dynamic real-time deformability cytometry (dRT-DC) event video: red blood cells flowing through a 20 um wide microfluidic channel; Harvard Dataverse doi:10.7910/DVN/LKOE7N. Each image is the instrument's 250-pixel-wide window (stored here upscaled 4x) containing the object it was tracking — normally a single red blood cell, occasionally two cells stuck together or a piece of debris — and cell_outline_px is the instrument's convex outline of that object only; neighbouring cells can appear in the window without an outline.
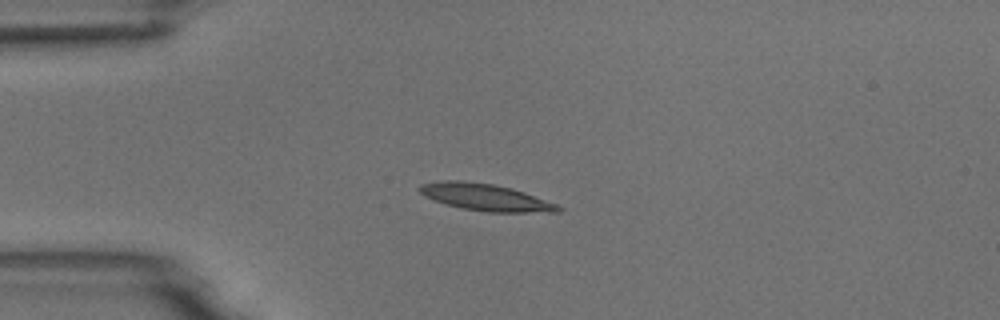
{"species": "common noctule bat (a hibernating species)", "species_latin": "Nyctalus noctula", "temperature_condition": "room temperature", "stored_images_in_passage": 3, "camera_frame_rate_fps": 3000, "um_per_image_px": 0.085, "animal": {"sex": "male", "body_mass_g": 18.8}, "frame": {"image": 1, "passage_image": 3, "time_ms": 2.333, "image_size_px": [1000, 320], "cell_outline_px": [[564, 208], [560, 212], [488, 212], [460, 208], [444, 204], [424, 196], [416, 188], [420, 184], [440, 180], [464, 180], [492, 184], [512, 188], [524, 192], [556, 204]], "centroid_in_image_um": [41.22, 16.76], "position_along_channel_um": 43.8, "area_um2": 21.91}}